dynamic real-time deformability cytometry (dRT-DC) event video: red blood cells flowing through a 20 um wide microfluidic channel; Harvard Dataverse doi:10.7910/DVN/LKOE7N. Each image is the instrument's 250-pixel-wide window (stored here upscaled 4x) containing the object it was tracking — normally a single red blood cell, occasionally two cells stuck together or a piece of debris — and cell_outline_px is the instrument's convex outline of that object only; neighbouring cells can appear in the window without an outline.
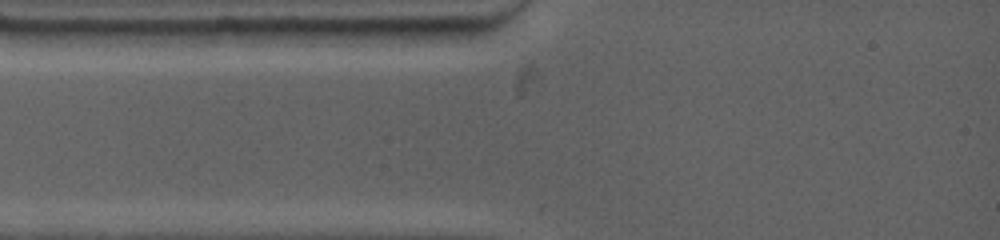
{"species": "common noctule bat (a hibernating species)", "species_latin": "Nyctalus noctula", "temperature_condition": "warm", "stored_images_in_passage": 2, "segment_of_instrument_passage": [1, 2], "camera_frame_rate_fps": 4500, "um_per_image_px": 0.085, "animal": {"sex": "female", "body_mass_g": 19.0, "forearm_length_mm": 53.3}, "frame": {"image": 1, "passage_image": 1, "time_ms": 0.0, "image_size_px": [1000, 240], "cell_outline_px": [[240, 28], [232, 44], [108, 44], [92, 32], [92, 28]], "centroid_in_image_um": [14.19, 3.04], "position_along_channel_um": 70.8, "area_um2": 15.95}}